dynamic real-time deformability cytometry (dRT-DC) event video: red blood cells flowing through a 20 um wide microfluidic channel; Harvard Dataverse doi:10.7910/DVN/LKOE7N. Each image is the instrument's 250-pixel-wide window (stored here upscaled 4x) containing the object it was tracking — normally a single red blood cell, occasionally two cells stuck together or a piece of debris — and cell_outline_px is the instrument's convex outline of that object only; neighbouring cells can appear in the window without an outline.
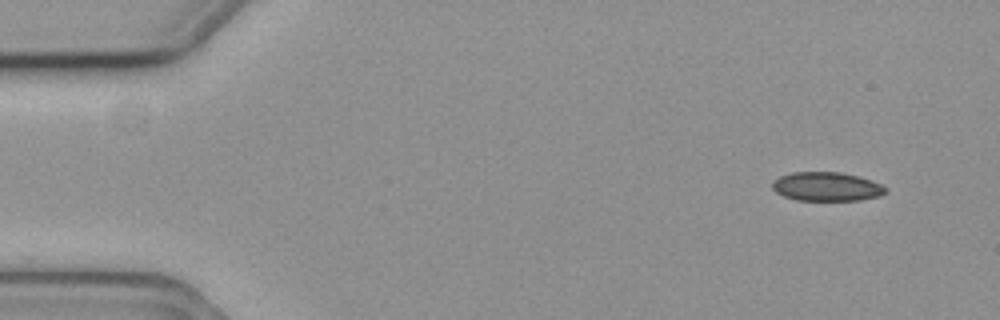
{"species": "common noctule bat (a hibernating species)", "species_latin": "Nyctalus noctula", "temperature_condition": "cold", "stored_images_in_passage": 5, "camera_frame_rate_fps": 3000, "um_per_image_px": 0.085, "animal": {"sex": "female", "body_mass_g": 19.3, "forearm_length_mm": 54.1}, "frame": {"image": 1, "passage_image": 1, "time_ms": 0.0, "image_size_px": [1000, 320], "cell_outline_px": [[888, 192], [880, 196], [860, 200], [796, 200], [784, 196], [776, 192], [772, 188], [772, 184], [780, 176], [792, 172], [840, 172], [856, 176], [880, 184], [888, 188]], "centroid_in_image_um": [70.28, 15.87], "position_along_channel_um": 14.7, "area_um2": 18.96}}
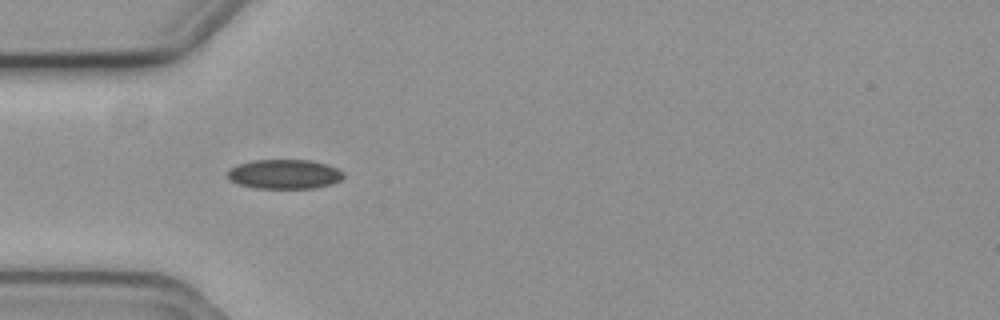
{"frame": {"image": 2, "passage_image": 4, "time_ms": 1.0, "image_size_px": [1000, 320], "cell_outline_px": [[344, 176], [340, 180], [332, 184], [316, 188], [256, 188], [240, 184], [228, 180], [228, 172], [232, 168], [240, 164], [252, 160], [312, 160], [328, 164], [344, 172]], "centroid_in_image_um": [24.22, 14.8], "position_along_channel_um": 60.8, "area_um2": 19.88}}
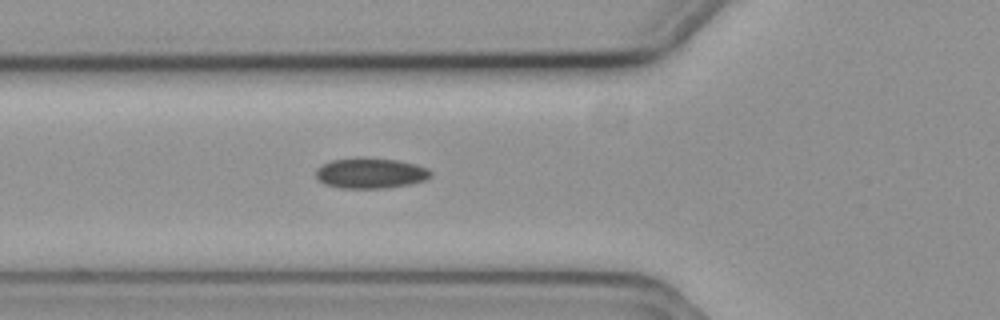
{"frame": {"image": 3, "passage_image": 5, "time_ms": 1.333, "image_size_px": [1000, 320], "cell_outline_px": [[432, 176], [424, 180], [412, 184], [388, 188], [340, 188], [324, 184], [316, 180], [316, 168], [332, 160], [360, 156], [396, 160], [416, 164], [428, 168], [432, 172]], "centroid_in_image_um": [31.49, 14.71], "position_along_channel_um": 94.3, "area_um2": 20.81}}